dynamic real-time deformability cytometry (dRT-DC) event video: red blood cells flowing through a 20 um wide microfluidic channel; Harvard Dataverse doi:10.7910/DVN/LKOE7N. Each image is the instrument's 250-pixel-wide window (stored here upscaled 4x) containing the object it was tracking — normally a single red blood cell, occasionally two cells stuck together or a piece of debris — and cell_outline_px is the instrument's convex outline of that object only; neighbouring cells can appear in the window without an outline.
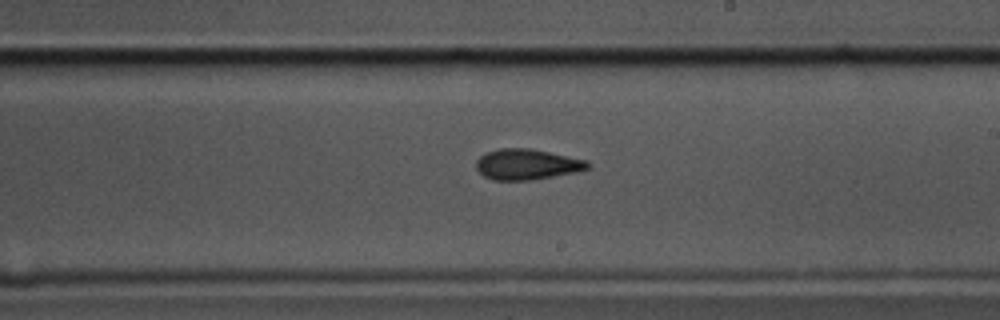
{"species": "common noctule bat (a hibernating species)", "species_latin": "Nyctalus noctula", "temperature_condition": "cold", "stored_images_in_passage": 57, "camera_frame_rate_fps": 3000, "um_per_image_px": 0.085, "animal": {"sex": "male", "body_mass_g": 17.5, "forearm_length_mm": 52.3}, "frame": {"image": 1, "passage_image": 33, "time_ms": 10.667, "image_size_px": [1000, 320], "cell_outline_px": [[592, 164], [588, 168], [576, 172], [532, 180], [492, 180], [484, 176], [476, 168], [476, 160], [484, 152], [500, 148], [532, 148], [588, 160]], "centroid_in_image_um": [44.79, 13.96], "position_along_channel_um": 244.2, "area_um2": 20.17}}
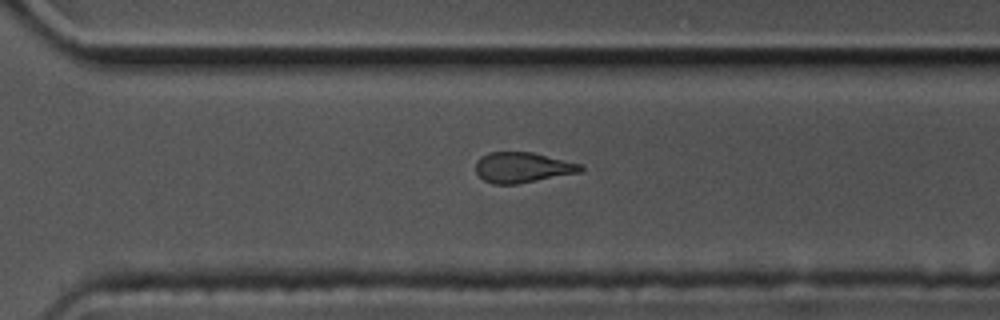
{"frame": {"image": 2, "passage_image": 40, "time_ms": 13.0, "image_size_px": [1000, 320], "cell_outline_px": [[584, 168], [580, 172], [516, 184], [492, 184], [484, 180], [476, 172], [476, 160], [480, 156], [488, 152], [532, 152], [580, 164]], "centroid_in_image_um": [44.36, 14.23], "position_along_channel_um": 326.2, "area_um2": 18.44}}
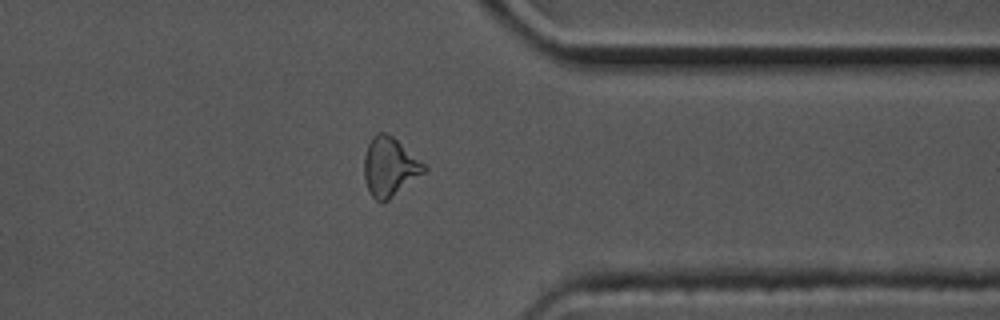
{"frame": {"image": 3, "passage_image": 45, "time_ms": 14.667, "image_size_px": [1000, 320], "cell_outline_px": [[428, 168], [424, 172], [384, 204], [376, 200], [372, 196], [368, 188], [364, 176], [364, 156], [368, 144], [372, 136], [376, 132], [384, 132], [392, 136], [424, 164]], "centroid_in_image_um": [33.09, 14.19], "position_along_channel_um": 378.3, "area_um2": 20.35}, "authors_computed_cell_mechanics": {"area_um2": 20.1722, "velocity_mm_per_s": 3.5191, "shape_relaxation_time_tau1_ms": 6.0621, "shape_relaxation_time_tau2_ms": 3.1675, "deformation_change_tau1": 0.1342, "deformation_change_tau2": 0.1004}}